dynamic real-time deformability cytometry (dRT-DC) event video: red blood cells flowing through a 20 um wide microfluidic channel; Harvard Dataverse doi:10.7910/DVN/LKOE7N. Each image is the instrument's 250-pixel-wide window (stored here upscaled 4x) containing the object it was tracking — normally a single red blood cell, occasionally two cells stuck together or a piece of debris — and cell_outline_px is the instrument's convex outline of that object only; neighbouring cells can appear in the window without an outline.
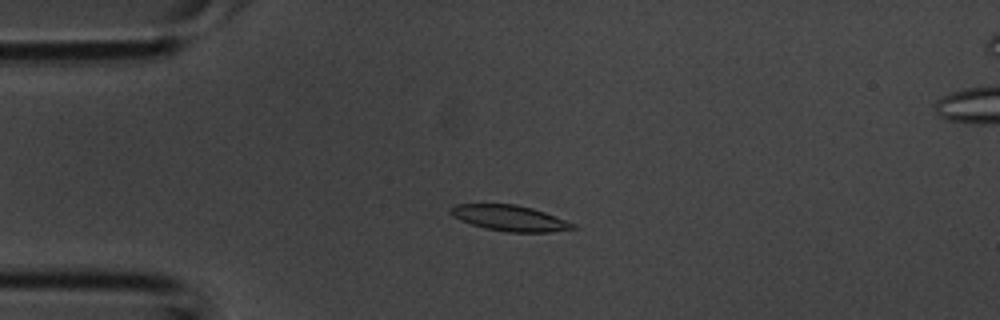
{"species": "common noctule bat (a hibernating species)", "species_latin": "Nyctalus noctula", "temperature_condition": "room temperature", "stored_images_in_passage": 4, "camera_frame_rate_fps": 3000, "um_per_image_px": 0.085, "animal": {"sex": "male", "body_mass_g": 20.1, "forearm_length_mm": 53.5}, "frame": {"image": 1, "passage_image": 3, "time_ms": 0.667, "image_size_px": [1000, 320], "cell_outline_px": [[580, 228], [552, 232], [504, 232], [484, 228], [460, 220], [452, 216], [448, 212], [448, 208], [456, 204], [516, 204], [532, 208], [544, 212], [576, 224]], "centroid_in_image_um": [43.32, 18.54], "position_along_channel_um": 41.7, "area_um2": 18.55}}